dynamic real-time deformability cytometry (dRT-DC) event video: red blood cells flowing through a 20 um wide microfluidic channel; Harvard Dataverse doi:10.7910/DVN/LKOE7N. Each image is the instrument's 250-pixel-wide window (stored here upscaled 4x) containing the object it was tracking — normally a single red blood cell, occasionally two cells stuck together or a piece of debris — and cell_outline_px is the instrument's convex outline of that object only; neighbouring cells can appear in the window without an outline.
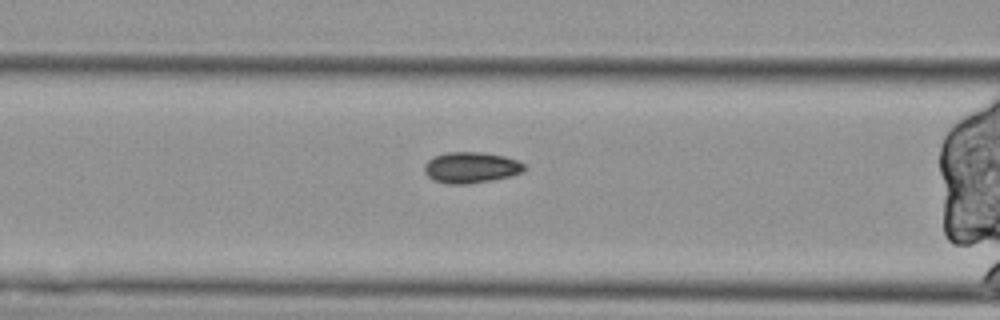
{"species": "Egyptian fruit bat (a non-hibernating species)", "species_latin": "Rousettus aegyptiacus", "temperature_condition": "cold", "stored_images_in_passage": 49, "segment_of_instrument_passage": [2, 2], "camera_frame_rate_fps": 3000, "um_per_image_px": 0.085, "animal": {"sex": "female"}, "frame": {"image": 1, "passage_image": 21, "time_ms": 6.667, "image_size_px": [1000, 320], "cell_outline_px": [[524, 172], [512, 176], [492, 180], [468, 184], [448, 184], [432, 180], [424, 172], [424, 164], [428, 160], [436, 156], [448, 152], [484, 152], [504, 156], [516, 160], [524, 164]], "centroid_in_image_um": [40.03, 14.25], "position_along_channel_um": 126.6, "area_um2": 18.15}}
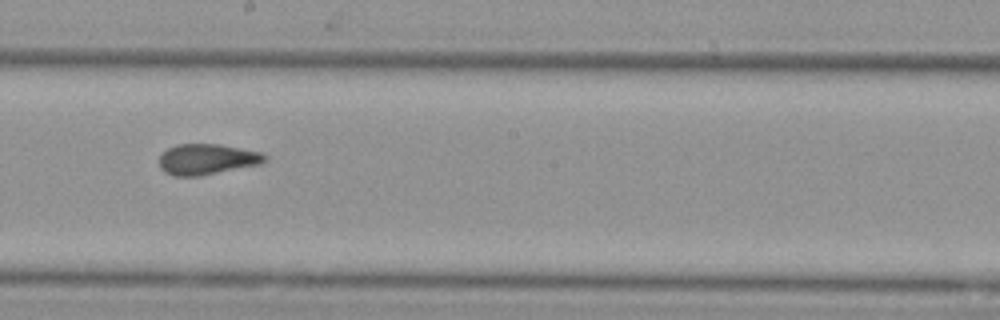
{"frame": {"image": 2, "passage_image": 30, "time_ms": 9.667, "image_size_px": [1000, 320], "cell_outline_px": [[268, 160], [260, 164], [200, 176], [176, 176], [164, 172], [160, 168], [160, 156], [168, 148], [176, 144], [220, 144], [264, 152], [268, 156]], "centroid_in_image_um": [17.64, 13.53], "position_along_channel_um": 230.6, "area_um2": 19.07}}
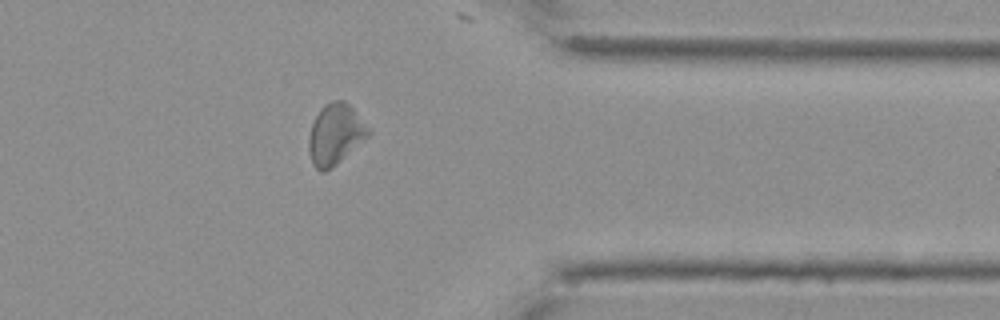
{"frame": {"image": 3, "passage_image": 44, "time_ms": 14.333, "image_size_px": [1000, 320], "cell_outline_px": [[372, 132], [368, 136], [336, 164], [324, 172], [320, 172], [312, 164], [308, 148], [308, 140], [312, 124], [320, 108], [324, 104], [332, 100], [344, 100], [352, 108]], "centroid_in_image_um": [28.47, 11.41], "position_along_channel_um": 382.9, "area_um2": 20.81}}